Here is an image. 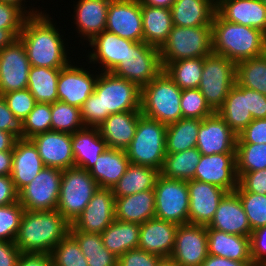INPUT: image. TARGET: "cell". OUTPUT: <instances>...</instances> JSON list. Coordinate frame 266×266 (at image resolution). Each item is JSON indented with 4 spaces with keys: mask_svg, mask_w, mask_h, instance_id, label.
<instances>
[{
    "mask_svg": "<svg viewBox=\"0 0 266 266\" xmlns=\"http://www.w3.org/2000/svg\"><path fill=\"white\" fill-rule=\"evenodd\" d=\"M46 11L29 16L18 38L25 47L31 66L64 68L73 60L70 55L74 50L68 48L74 47H68L70 42L66 40L71 39L64 37L63 27L59 29L55 18Z\"/></svg>",
    "mask_w": 266,
    "mask_h": 266,
    "instance_id": "obj_1",
    "label": "cell"
},
{
    "mask_svg": "<svg viewBox=\"0 0 266 266\" xmlns=\"http://www.w3.org/2000/svg\"><path fill=\"white\" fill-rule=\"evenodd\" d=\"M141 110V88L112 72H99L94 92L80 108L85 127H98L109 115Z\"/></svg>",
    "mask_w": 266,
    "mask_h": 266,
    "instance_id": "obj_2",
    "label": "cell"
},
{
    "mask_svg": "<svg viewBox=\"0 0 266 266\" xmlns=\"http://www.w3.org/2000/svg\"><path fill=\"white\" fill-rule=\"evenodd\" d=\"M212 52L238 63L266 53V34L225 20L217 11L211 24Z\"/></svg>",
    "mask_w": 266,
    "mask_h": 266,
    "instance_id": "obj_3",
    "label": "cell"
},
{
    "mask_svg": "<svg viewBox=\"0 0 266 266\" xmlns=\"http://www.w3.org/2000/svg\"><path fill=\"white\" fill-rule=\"evenodd\" d=\"M70 223L57 210H24L15 245L21 252L50 253L69 233Z\"/></svg>",
    "mask_w": 266,
    "mask_h": 266,
    "instance_id": "obj_4",
    "label": "cell"
},
{
    "mask_svg": "<svg viewBox=\"0 0 266 266\" xmlns=\"http://www.w3.org/2000/svg\"><path fill=\"white\" fill-rule=\"evenodd\" d=\"M182 90L162 71L141 88V114L169 125L182 119Z\"/></svg>",
    "mask_w": 266,
    "mask_h": 266,
    "instance_id": "obj_5",
    "label": "cell"
},
{
    "mask_svg": "<svg viewBox=\"0 0 266 266\" xmlns=\"http://www.w3.org/2000/svg\"><path fill=\"white\" fill-rule=\"evenodd\" d=\"M166 132L167 125L141 115L136 133L126 149L130 163L160 171L166 156Z\"/></svg>",
    "mask_w": 266,
    "mask_h": 266,
    "instance_id": "obj_6",
    "label": "cell"
},
{
    "mask_svg": "<svg viewBox=\"0 0 266 266\" xmlns=\"http://www.w3.org/2000/svg\"><path fill=\"white\" fill-rule=\"evenodd\" d=\"M98 188L97 182L86 169L74 166L63 170L56 210L72 224Z\"/></svg>",
    "mask_w": 266,
    "mask_h": 266,
    "instance_id": "obj_7",
    "label": "cell"
},
{
    "mask_svg": "<svg viewBox=\"0 0 266 266\" xmlns=\"http://www.w3.org/2000/svg\"><path fill=\"white\" fill-rule=\"evenodd\" d=\"M159 51L162 64L206 57L212 52L211 26H173Z\"/></svg>",
    "mask_w": 266,
    "mask_h": 266,
    "instance_id": "obj_8",
    "label": "cell"
},
{
    "mask_svg": "<svg viewBox=\"0 0 266 266\" xmlns=\"http://www.w3.org/2000/svg\"><path fill=\"white\" fill-rule=\"evenodd\" d=\"M236 83V63L223 55L211 52L204 57L201 81L198 89L207 104L216 112Z\"/></svg>",
    "mask_w": 266,
    "mask_h": 266,
    "instance_id": "obj_9",
    "label": "cell"
},
{
    "mask_svg": "<svg viewBox=\"0 0 266 266\" xmlns=\"http://www.w3.org/2000/svg\"><path fill=\"white\" fill-rule=\"evenodd\" d=\"M162 71L159 48L141 41L127 45L125 58L111 72L118 77L136 83L142 88Z\"/></svg>",
    "mask_w": 266,
    "mask_h": 266,
    "instance_id": "obj_10",
    "label": "cell"
},
{
    "mask_svg": "<svg viewBox=\"0 0 266 266\" xmlns=\"http://www.w3.org/2000/svg\"><path fill=\"white\" fill-rule=\"evenodd\" d=\"M155 217L177 225L188 223L187 181L158 176L155 187Z\"/></svg>",
    "mask_w": 266,
    "mask_h": 266,
    "instance_id": "obj_11",
    "label": "cell"
},
{
    "mask_svg": "<svg viewBox=\"0 0 266 266\" xmlns=\"http://www.w3.org/2000/svg\"><path fill=\"white\" fill-rule=\"evenodd\" d=\"M63 170L44 166L18 193V201L27 211L56 210Z\"/></svg>",
    "mask_w": 266,
    "mask_h": 266,
    "instance_id": "obj_12",
    "label": "cell"
},
{
    "mask_svg": "<svg viewBox=\"0 0 266 266\" xmlns=\"http://www.w3.org/2000/svg\"><path fill=\"white\" fill-rule=\"evenodd\" d=\"M76 59L75 57L66 67L60 69L57 94L58 101L81 108L83 103L94 92L99 71L90 65L85 68L88 63L83 62L84 59H82L83 65H78ZM74 60H76V64Z\"/></svg>",
    "mask_w": 266,
    "mask_h": 266,
    "instance_id": "obj_13",
    "label": "cell"
},
{
    "mask_svg": "<svg viewBox=\"0 0 266 266\" xmlns=\"http://www.w3.org/2000/svg\"><path fill=\"white\" fill-rule=\"evenodd\" d=\"M30 62L19 38L0 50V95L23 90L28 85Z\"/></svg>",
    "mask_w": 266,
    "mask_h": 266,
    "instance_id": "obj_14",
    "label": "cell"
},
{
    "mask_svg": "<svg viewBox=\"0 0 266 266\" xmlns=\"http://www.w3.org/2000/svg\"><path fill=\"white\" fill-rule=\"evenodd\" d=\"M208 256L207 230L204 225L178 226L170 257L178 266H201Z\"/></svg>",
    "mask_w": 266,
    "mask_h": 266,
    "instance_id": "obj_15",
    "label": "cell"
},
{
    "mask_svg": "<svg viewBox=\"0 0 266 266\" xmlns=\"http://www.w3.org/2000/svg\"><path fill=\"white\" fill-rule=\"evenodd\" d=\"M106 31L131 41H143L140 0H111L107 10Z\"/></svg>",
    "mask_w": 266,
    "mask_h": 266,
    "instance_id": "obj_16",
    "label": "cell"
},
{
    "mask_svg": "<svg viewBox=\"0 0 266 266\" xmlns=\"http://www.w3.org/2000/svg\"><path fill=\"white\" fill-rule=\"evenodd\" d=\"M237 134L214 112L201 120L196 148L201 155L236 153Z\"/></svg>",
    "mask_w": 266,
    "mask_h": 266,
    "instance_id": "obj_17",
    "label": "cell"
},
{
    "mask_svg": "<svg viewBox=\"0 0 266 266\" xmlns=\"http://www.w3.org/2000/svg\"><path fill=\"white\" fill-rule=\"evenodd\" d=\"M115 220V197L110 188H98L81 215L71 224L86 233H102Z\"/></svg>",
    "mask_w": 266,
    "mask_h": 266,
    "instance_id": "obj_18",
    "label": "cell"
},
{
    "mask_svg": "<svg viewBox=\"0 0 266 266\" xmlns=\"http://www.w3.org/2000/svg\"><path fill=\"white\" fill-rule=\"evenodd\" d=\"M194 180L214 184L227 192H234L238 186L236 153L201 155Z\"/></svg>",
    "mask_w": 266,
    "mask_h": 266,
    "instance_id": "obj_19",
    "label": "cell"
},
{
    "mask_svg": "<svg viewBox=\"0 0 266 266\" xmlns=\"http://www.w3.org/2000/svg\"><path fill=\"white\" fill-rule=\"evenodd\" d=\"M189 192L188 223L207 226L221 199L228 193L223 188L199 180L187 181Z\"/></svg>",
    "mask_w": 266,
    "mask_h": 266,
    "instance_id": "obj_20",
    "label": "cell"
},
{
    "mask_svg": "<svg viewBox=\"0 0 266 266\" xmlns=\"http://www.w3.org/2000/svg\"><path fill=\"white\" fill-rule=\"evenodd\" d=\"M134 42L105 30L85 44L92 50L88 48L89 53L83 58L87 57L86 61L95 69L98 66L99 72H111L125 58L127 45Z\"/></svg>",
    "mask_w": 266,
    "mask_h": 266,
    "instance_id": "obj_21",
    "label": "cell"
},
{
    "mask_svg": "<svg viewBox=\"0 0 266 266\" xmlns=\"http://www.w3.org/2000/svg\"><path fill=\"white\" fill-rule=\"evenodd\" d=\"M111 0H77L73 1V14L71 16L75 24L76 37H80V43L90 42L95 36L106 30V18L108 5ZM84 41H83V40Z\"/></svg>",
    "mask_w": 266,
    "mask_h": 266,
    "instance_id": "obj_22",
    "label": "cell"
},
{
    "mask_svg": "<svg viewBox=\"0 0 266 266\" xmlns=\"http://www.w3.org/2000/svg\"><path fill=\"white\" fill-rule=\"evenodd\" d=\"M31 140L44 166L61 170L75 166L70 133L47 131L33 136Z\"/></svg>",
    "mask_w": 266,
    "mask_h": 266,
    "instance_id": "obj_23",
    "label": "cell"
},
{
    "mask_svg": "<svg viewBox=\"0 0 266 266\" xmlns=\"http://www.w3.org/2000/svg\"><path fill=\"white\" fill-rule=\"evenodd\" d=\"M206 227L245 237H250L252 233L247 215L235 192H228L221 199L213 219Z\"/></svg>",
    "mask_w": 266,
    "mask_h": 266,
    "instance_id": "obj_24",
    "label": "cell"
},
{
    "mask_svg": "<svg viewBox=\"0 0 266 266\" xmlns=\"http://www.w3.org/2000/svg\"><path fill=\"white\" fill-rule=\"evenodd\" d=\"M178 226L156 217L147 220L140 224L138 248L160 257H170Z\"/></svg>",
    "mask_w": 266,
    "mask_h": 266,
    "instance_id": "obj_25",
    "label": "cell"
},
{
    "mask_svg": "<svg viewBox=\"0 0 266 266\" xmlns=\"http://www.w3.org/2000/svg\"><path fill=\"white\" fill-rule=\"evenodd\" d=\"M216 11L227 21L266 34V6L261 0H216Z\"/></svg>",
    "mask_w": 266,
    "mask_h": 266,
    "instance_id": "obj_26",
    "label": "cell"
},
{
    "mask_svg": "<svg viewBox=\"0 0 266 266\" xmlns=\"http://www.w3.org/2000/svg\"><path fill=\"white\" fill-rule=\"evenodd\" d=\"M44 164L31 139H18L13 149L11 178L19 193L43 169Z\"/></svg>",
    "mask_w": 266,
    "mask_h": 266,
    "instance_id": "obj_27",
    "label": "cell"
},
{
    "mask_svg": "<svg viewBox=\"0 0 266 266\" xmlns=\"http://www.w3.org/2000/svg\"><path fill=\"white\" fill-rule=\"evenodd\" d=\"M141 110L124 111L109 115L99 126L101 137L109 148L126 150L137 129Z\"/></svg>",
    "mask_w": 266,
    "mask_h": 266,
    "instance_id": "obj_28",
    "label": "cell"
},
{
    "mask_svg": "<svg viewBox=\"0 0 266 266\" xmlns=\"http://www.w3.org/2000/svg\"><path fill=\"white\" fill-rule=\"evenodd\" d=\"M208 255L220 256L239 262H253L250 237L229 234L206 227Z\"/></svg>",
    "mask_w": 266,
    "mask_h": 266,
    "instance_id": "obj_29",
    "label": "cell"
},
{
    "mask_svg": "<svg viewBox=\"0 0 266 266\" xmlns=\"http://www.w3.org/2000/svg\"><path fill=\"white\" fill-rule=\"evenodd\" d=\"M75 166L89 171L107 148L98 127H84L71 134Z\"/></svg>",
    "mask_w": 266,
    "mask_h": 266,
    "instance_id": "obj_30",
    "label": "cell"
},
{
    "mask_svg": "<svg viewBox=\"0 0 266 266\" xmlns=\"http://www.w3.org/2000/svg\"><path fill=\"white\" fill-rule=\"evenodd\" d=\"M170 9L174 26H211L216 0H175Z\"/></svg>",
    "mask_w": 266,
    "mask_h": 266,
    "instance_id": "obj_31",
    "label": "cell"
},
{
    "mask_svg": "<svg viewBox=\"0 0 266 266\" xmlns=\"http://www.w3.org/2000/svg\"><path fill=\"white\" fill-rule=\"evenodd\" d=\"M155 217L154 189L115 197V219L142 224Z\"/></svg>",
    "mask_w": 266,
    "mask_h": 266,
    "instance_id": "obj_32",
    "label": "cell"
},
{
    "mask_svg": "<svg viewBox=\"0 0 266 266\" xmlns=\"http://www.w3.org/2000/svg\"><path fill=\"white\" fill-rule=\"evenodd\" d=\"M129 164L126 150L108 147L98 156L89 173L97 182L98 187L112 189L124 175Z\"/></svg>",
    "mask_w": 266,
    "mask_h": 266,
    "instance_id": "obj_33",
    "label": "cell"
},
{
    "mask_svg": "<svg viewBox=\"0 0 266 266\" xmlns=\"http://www.w3.org/2000/svg\"><path fill=\"white\" fill-rule=\"evenodd\" d=\"M143 42L161 48L173 28L171 9L141 5Z\"/></svg>",
    "mask_w": 266,
    "mask_h": 266,
    "instance_id": "obj_34",
    "label": "cell"
},
{
    "mask_svg": "<svg viewBox=\"0 0 266 266\" xmlns=\"http://www.w3.org/2000/svg\"><path fill=\"white\" fill-rule=\"evenodd\" d=\"M216 112L238 135L253 120L251 112L248 110V88L235 83L223 105Z\"/></svg>",
    "mask_w": 266,
    "mask_h": 266,
    "instance_id": "obj_35",
    "label": "cell"
},
{
    "mask_svg": "<svg viewBox=\"0 0 266 266\" xmlns=\"http://www.w3.org/2000/svg\"><path fill=\"white\" fill-rule=\"evenodd\" d=\"M101 236L104 247L119 258L127 251L138 248L140 224L115 219Z\"/></svg>",
    "mask_w": 266,
    "mask_h": 266,
    "instance_id": "obj_36",
    "label": "cell"
},
{
    "mask_svg": "<svg viewBox=\"0 0 266 266\" xmlns=\"http://www.w3.org/2000/svg\"><path fill=\"white\" fill-rule=\"evenodd\" d=\"M159 170L130 163L124 175L112 187L114 197H124L154 189Z\"/></svg>",
    "mask_w": 266,
    "mask_h": 266,
    "instance_id": "obj_37",
    "label": "cell"
},
{
    "mask_svg": "<svg viewBox=\"0 0 266 266\" xmlns=\"http://www.w3.org/2000/svg\"><path fill=\"white\" fill-rule=\"evenodd\" d=\"M69 233L76 239L89 266H117L118 257L103 244L101 233H86L70 225Z\"/></svg>",
    "mask_w": 266,
    "mask_h": 266,
    "instance_id": "obj_38",
    "label": "cell"
},
{
    "mask_svg": "<svg viewBox=\"0 0 266 266\" xmlns=\"http://www.w3.org/2000/svg\"><path fill=\"white\" fill-rule=\"evenodd\" d=\"M201 153L194 147L177 153H166L160 175L169 179L189 181L194 179Z\"/></svg>",
    "mask_w": 266,
    "mask_h": 266,
    "instance_id": "obj_39",
    "label": "cell"
},
{
    "mask_svg": "<svg viewBox=\"0 0 266 266\" xmlns=\"http://www.w3.org/2000/svg\"><path fill=\"white\" fill-rule=\"evenodd\" d=\"M62 68L31 66L27 89L36 102L54 103L58 101L57 83Z\"/></svg>",
    "mask_w": 266,
    "mask_h": 266,
    "instance_id": "obj_40",
    "label": "cell"
},
{
    "mask_svg": "<svg viewBox=\"0 0 266 266\" xmlns=\"http://www.w3.org/2000/svg\"><path fill=\"white\" fill-rule=\"evenodd\" d=\"M201 120L182 118L167 125L166 153H177L196 147Z\"/></svg>",
    "mask_w": 266,
    "mask_h": 266,
    "instance_id": "obj_41",
    "label": "cell"
},
{
    "mask_svg": "<svg viewBox=\"0 0 266 266\" xmlns=\"http://www.w3.org/2000/svg\"><path fill=\"white\" fill-rule=\"evenodd\" d=\"M204 65V57L181 59L162 64L163 71L181 89L198 88Z\"/></svg>",
    "mask_w": 266,
    "mask_h": 266,
    "instance_id": "obj_42",
    "label": "cell"
},
{
    "mask_svg": "<svg viewBox=\"0 0 266 266\" xmlns=\"http://www.w3.org/2000/svg\"><path fill=\"white\" fill-rule=\"evenodd\" d=\"M236 83L266 95V53L236 63Z\"/></svg>",
    "mask_w": 266,
    "mask_h": 266,
    "instance_id": "obj_43",
    "label": "cell"
},
{
    "mask_svg": "<svg viewBox=\"0 0 266 266\" xmlns=\"http://www.w3.org/2000/svg\"><path fill=\"white\" fill-rule=\"evenodd\" d=\"M261 169H266V144L236 143L237 177Z\"/></svg>",
    "mask_w": 266,
    "mask_h": 266,
    "instance_id": "obj_44",
    "label": "cell"
},
{
    "mask_svg": "<svg viewBox=\"0 0 266 266\" xmlns=\"http://www.w3.org/2000/svg\"><path fill=\"white\" fill-rule=\"evenodd\" d=\"M84 127L80 108L61 101L51 103V131L73 134Z\"/></svg>",
    "mask_w": 266,
    "mask_h": 266,
    "instance_id": "obj_45",
    "label": "cell"
},
{
    "mask_svg": "<svg viewBox=\"0 0 266 266\" xmlns=\"http://www.w3.org/2000/svg\"><path fill=\"white\" fill-rule=\"evenodd\" d=\"M234 192L239 196L251 230L266 226V195L247 192L239 185Z\"/></svg>",
    "mask_w": 266,
    "mask_h": 266,
    "instance_id": "obj_46",
    "label": "cell"
},
{
    "mask_svg": "<svg viewBox=\"0 0 266 266\" xmlns=\"http://www.w3.org/2000/svg\"><path fill=\"white\" fill-rule=\"evenodd\" d=\"M53 266H89L76 239L68 233L51 252Z\"/></svg>",
    "mask_w": 266,
    "mask_h": 266,
    "instance_id": "obj_47",
    "label": "cell"
},
{
    "mask_svg": "<svg viewBox=\"0 0 266 266\" xmlns=\"http://www.w3.org/2000/svg\"><path fill=\"white\" fill-rule=\"evenodd\" d=\"M180 108L182 118H196L202 120L214 113L198 88L182 90Z\"/></svg>",
    "mask_w": 266,
    "mask_h": 266,
    "instance_id": "obj_48",
    "label": "cell"
},
{
    "mask_svg": "<svg viewBox=\"0 0 266 266\" xmlns=\"http://www.w3.org/2000/svg\"><path fill=\"white\" fill-rule=\"evenodd\" d=\"M24 122V139L51 131V103L37 102Z\"/></svg>",
    "mask_w": 266,
    "mask_h": 266,
    "instance_id": "obj_49",
    "label": "cell"
},
{
    "mask_svg": "<svg viewBox=\"0 0 266 266\" xmlns=\"http://www.w3.org/2000/svg\"><path fill=\"white\" fill-rule=\"evenodd\" d=\"M23 212L19 201L0 206V241L15 242Z\"/></svg>",
    "mask_w": 266,
    "mask_h": 266,
    "instance_id": "obj_50",
    "label": "cell"
},
{
    "mask_svg": "<svg viewBox=\"0 0 266 266\" xmlns=\"http://www.w3.org/2000/svg\"><path fill=\"white\" fill-rule=\"evenodd\" d=\"M28 17L18 6L0 2V29L9 30L16 38L20 35Z\"/></svg>",
    "mask_w": 266,
    "mask_h": 266,
    "instance_id": "obj_51",
    "label": "cell"
},
{
    "mask_svg": "<svg viewBox=\"0 0 266 266\" xmlns=\"http://www.w3.org/2000/svg\"><path fill=\"white\" fill-rule=\"evenodd\" d=\"M2 97L15 117L21 118L22 120L27 117L37 103L27 88L2 94Z\"/></svg>",
    "mask_w": 266,
    "mask_h": 266,
    "instance_id": "obj_52",
    "label": "cell"
},
{
    "mask_svg": "<svg viewBox=\"0 0 266 266\" xmlns=\"http://www.w3.org/2000/svg\"><path fill=\"white\" fill-rule=\"evenodd\" d=\"M0 130L13 134L18 139H24V122L15 117L0 95Z\"/></svg>",
    "mask_w": 266,
    "mask_h": 266,
    "instance_id": "obj_53",
    "label": "cell"
},
{
    "mask_svg": "<svg viewBox=\"0 0 266 266\" xmlns=\"http://www.w3.org/2000/svg\"><path fill=\"white\" fill-rule=\"evenodd\" d=\"M162 257L136 248L118 258L117 266H156Z\"/></svg>",
    "mask_w": 266,
    "mask_h": 266,
    "instance_id": "obj_54",
    "label": "cell"
},
{
    "mask_svg": "<svg viewBox=\"0 0 266 266\" xmlns=\"http://www.w3.org/2000/svg\"><path fill=\"white\" fill-rule=\"evenodd\" d=\"M236 143L266 144V118L253 119L247 127L237 135Z\"/></svg>",
    "mask_w": 266,
    "mask_h": 266,
    "instance_id": "obj_55",
    "label": "cell"
},
{
    "mask_svg": "<svg viewBox=\"0 0 266 266\" xmlns=\"http://www.w3.org/2000/svg\"><path fill=\"white\" fill-rule=\"evenodd\" d=\"M238 185L247 192L266 195V169L241 174Z\"/></svg>",
    "mask_w": 266,
    "mask_h": 266,
    "instance_id": "obj_56",
    "label": "cell"
},
{
    "mask_svg": "<svg viewBox=\"0 0 266 266\" xmlns=\"http://www.w3.org/2000/svg\"><path fill=\"white\" fill-rule=\"evenodd\" d=\"M251 257L253 263H266V226L252 231L250 236Z\"/></svg>",
    "mask_w": 266,
    "mask_h": 266,
    "instance_id": "obj_57",
    "label": "cell"
},
{
    "mask_svg": "<svg viewBox=\"0 0 266 266\" xmlns=\"http://www.w3.org/2000/svg\"><path fill=\"white\" fill-rule=\"evenodd\" d=\"M248 110L253 119L266 118V95L248 89Z\"/></svg>",
    "mask_w": 266,
    "mask_h": 266,
    "instance_id": "obj_58",
    "label": "cell"
},
{
    "mask_svg": "<svg viewBox=\"0 0 266 266\" xmlns=\"http://www.w3.org/2000/svg\"><path fill=\"white\" fill-rule=\"evenodd\" d=\"M16 266H52V256L45 252H21Z\"/></svg>",
    "mask_w": 266,
    "mask_h": 266,
    "instance_id": "obj_59",
    "label": "cell"
},
{
    "mask_svg": "<svg viewBox=\"0 0 266 266\" xmlns=\"http://www.w3.org/2000/svg\"><path fill=\"white\" fill-rule=\"evenodd\" d=\"M18 201V192L15 189L11 175L0 176V206Z\"/></svg>",
    "mask_w": 266,
    "mask_h": 266,
    "instance_id": "obj_60",
    "label": "cell"
},
{
    "mask_svg": "<svg viewBox=\"0 0 266 266\" xmlns=\"http://www.w3.org/2000/svg\"><path fill=\"white\" fill-rule=\"evenodd\" d=\"M20 253L15 242L0 241V266H16Z\"/></svg>",
    "mask_w": 266,
    "mask_h": 266,
    "instance_id": "obj_61",
    "label": "cell"
},
{
    "mask_svg": "<svg viewBox=\"0 0 266 266\" xmlns=\"http://www.w3.org/2000/svg\"><path fill=\"white\" fill-rule=\"evenodd\" d=\"M201 266H255L253 262H239L220 256L208 255Z\"/></svg>",
    "mask_w": 266,
    "mask_h": 266,
    "instance_id": "obj_62",
    "label": "cell"
},
{
    "mask_svg": "<svg viewBox=\"0 0 266 266\" xmlns=\"http://www.w3.org/2000/svg\"><path fill=\"white\" fill-rule=\"evenodd\" d=\"M13 151H0V176L11 175Z\"/></svg>",
    "mask_w": 266,
    "mask_h": 266,
    "instance_id": "obj_63",
    "label": "cell"
},
{
    "mask_svg": "<svg viewBox=\"0 0 266 266\" xmlns=\"http://www.w3.org/2000/svg\"><path fill=\"white\" fill-rule=\"evenodd\" d=\"M35 1V0H34ZM0 2H4V3H11L14 4L16 6H18L19 8H21L28 16H35L40 14L41 12H43L41 8L37 9L36 7H34L32 5V3L30 4V0H0ZM26 2V3H25ZM27 2H29V4L31 6H29L27 4ZM28 5V6H27ZM29 7V8H28Z\"/></svg>",
    "mask_w": 266,
    "mask_h": 266,
    "instance_id": "obj_64",
    "label": "cell"
},
{
    "mask_svg": "<svg viewBox=\"0 0 266 266\" xmlns=\"http://www.w3.org/2000/svg\"><path fill=\"white\" fill-rule=\"evenodd\" d=\"M17 140L13 134L0 130V151H13Z\"/></svg>",
    "mask_w": 266,
    "mask_h": 266,
    "instance_id": "obj_65",
    "label": "cell"
},
{
    "mask_svg": "<svg viewBox=\"0 0 266 266\" xmlns=\"http://www.w3.org/2000/svg\"><path fill=\"white\" fill-rule=\"evenodd\" d=\"M17 39L9 30L0 29V50Z\"/></svg>",
    "mask_w": 266,
    "mask_h": 266,
    "instance_id": "obj_66",
    "label": "cell"
},
{
    "mask_svg": "<svg viewBox=\"0 0 266 266\" xmlns=\"http://www.w3.org/2000/svg\"><path fill=\"white\" fill-rule=\"evenodd\" d=\"M175 0H140L141 5L163 7L170 9Z\"/></svg>",
    "mask_w": 266,
    "mask_h": 266,
    "instance_id": "obj_67",
    "label": "cell"
},
{
    "mask_svg": "<svg viewBox=\"0 0 266 266\" xmlns=\"http://www.w3.org/2000/svg\"><path fill=\"white\" fill-rule=\"evenodd\" d=\"M156 266H178L171 257H162Z\"/></svg>",
    "mask_w": 266,
    "mask_h": 266,
    "instance_id": "obj_68",
    "label": "cell"
},
{
    "mask_svg": "<svg viewBox=\"0 0 266 266\" xmlns=\"http://www.w3.org/2000/svg\"><path fill=\"white\" fill-rule=\"evenodd\" d=\"M255 266H266V263L256 264Z\"/></svg>",
    "mask_w": 266,
    "mask_h": 266,
    "instance_id": "obj_69",
    "label": "cell"
},
{
    "mask_svg": "<svg viewBox=\"0 0 266 266\" xmlns=\"http://www.w3.org/2000/svg\"><path fill=\"white\" fill-rule=\"evenodd\" d=\"M261 1L266 6V0H261Z\"/></svg>",
    "mask_w": 266,
    "mask_h": 266,
    "instance_id": "obj_70",
    "label": "cell"
}]
</instances>
